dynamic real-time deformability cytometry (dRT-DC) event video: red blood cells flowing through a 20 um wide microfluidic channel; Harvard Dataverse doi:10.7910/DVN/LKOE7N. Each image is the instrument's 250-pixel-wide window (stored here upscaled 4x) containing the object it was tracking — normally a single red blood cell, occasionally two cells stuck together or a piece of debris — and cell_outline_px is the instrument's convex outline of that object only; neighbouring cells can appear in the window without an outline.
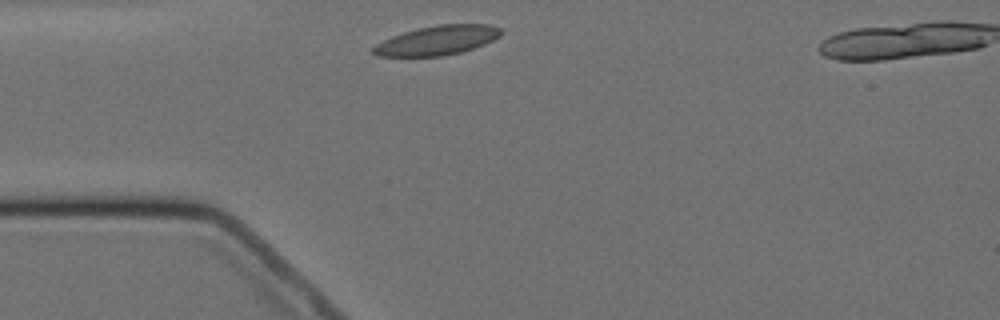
{"species": "Egyptian fruit bat (a non-hibernating species)", "species_latin": "Rousettus aegyptiacus", "temperature_condition": "cold", "stored_images_in_passage": 2, "camera_frame_rate_fps": 3000, "um_per_image_px": 0.085, "animal": {"sex": "female"}, "frame": {"image": 1, "passage_image": 1, "time_ms": 0.0, "image_size_px": [1000, 320], "cell_outline_px": [[500, 36], [484, 44], [460, 52], [440, 56], [376, 56], [372, 52], [372, 48], [376, 44], [392, 36], [404, 32], [420, 28], [440, 24], [492, 24], [500, 28]], "centroid_in_image_um": [37.16, 3.42], "position_along_channel_um": 47.8, "area_um2": 21.56}}